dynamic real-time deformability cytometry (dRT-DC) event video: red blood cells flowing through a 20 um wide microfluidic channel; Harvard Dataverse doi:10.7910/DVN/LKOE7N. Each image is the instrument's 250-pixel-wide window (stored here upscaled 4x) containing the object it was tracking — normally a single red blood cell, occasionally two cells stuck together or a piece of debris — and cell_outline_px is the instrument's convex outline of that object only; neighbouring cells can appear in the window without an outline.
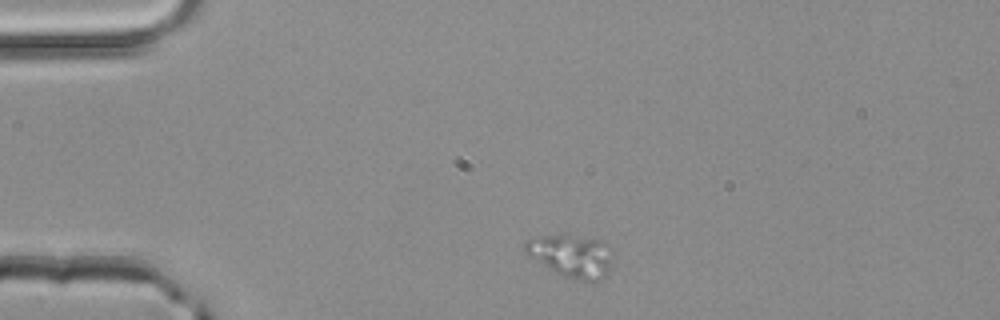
{"species": "common noctule bat (a hibernating species)", "species_latin": "Nyctalus noctula", "temperature_condition": "room temperature", "stored_images_in_passage": 1, "camera_frame_rate_fps": 3000, "um_per_image_px": 0.085, "animal": {"sex": "male", "body_mass_g": 20.4}, "frame": {"image": 1, "passage_image": 1, "time_ms": 0.0, "image_size_px": [1000, 320], "cell_outline_px": [[608, 272], [600, 280], [580, 280], [564, 276], [548, 268], [524, 252], [524, 244], [528, 240], [536, 236], [568, 232], [600, 240], [608, 244]], "centroid_in_image_um": [48.5, 21.68], "position_along_channel_um": 36.5, "area_um2": 21.68}}